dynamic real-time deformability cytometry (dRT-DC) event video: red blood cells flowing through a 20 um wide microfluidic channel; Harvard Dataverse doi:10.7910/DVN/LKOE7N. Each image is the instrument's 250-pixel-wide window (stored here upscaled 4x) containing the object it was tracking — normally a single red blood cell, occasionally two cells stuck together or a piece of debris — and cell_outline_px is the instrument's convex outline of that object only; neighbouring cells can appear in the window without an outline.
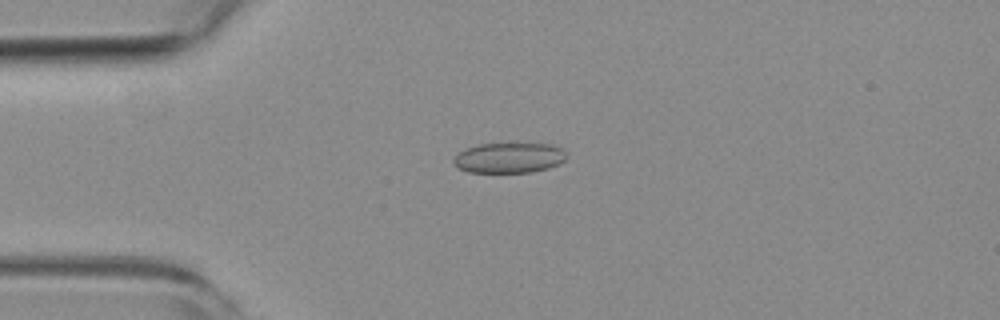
{"species": "common noctule bat (a hibernating species)", "species_latin": "Nyctalus noctula", "temperature_condition": "room temperature", "stored_images_in_passage": 42, "camera_frame_rate_fps": 3000, "um_per_image_px": 0.085, "animal": {"sex": "female", "body_mass_g": 19.3, "forearm_length_mm": 54.1}, "frame": {"image": 1, "passage_image": 2, "time_ms": 0.333, "image_size_px": [1000, 320], "cell_outline_px": [[568, 156], [564, 160], [548, 168], [532, 172], [468, 172], [456, 168], [452, 164], [452, 160], [460, 152], [468, 148], [480, 144], [552, 144], [564, 148], [568, 152]], "centroid_in_image_um": [43.29, 13.42], "position_along_channel_um": 41.7, "area_um2": 20.0}}
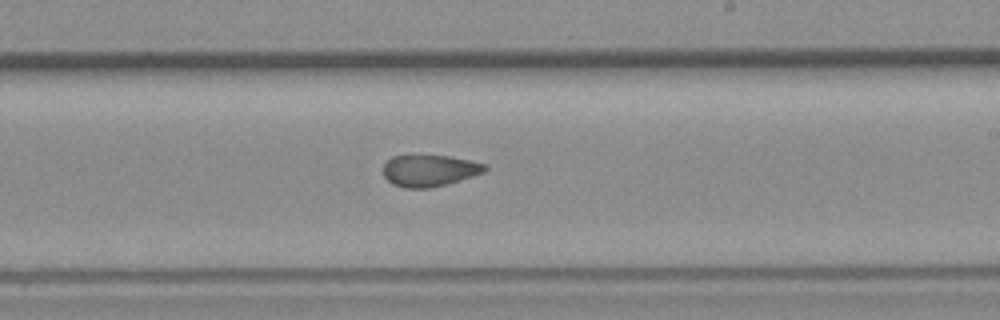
{"frame": {"image": 2, "passage_image": 20, "time_ms": 6.333, "image_size_px": [1000, 320], "cell_outline_px": [[488, 168], [484, 172], [448, 184], [428, 188], [404, 188], [392, 184], [384, 176], [384, 164], [392, 156], [448, 156], [468, 160], [484, 164]], "centroid_in_image_um": [36.49, 14.51], "position_along_channel_um": 252.5, "area_um2": 18.5}}
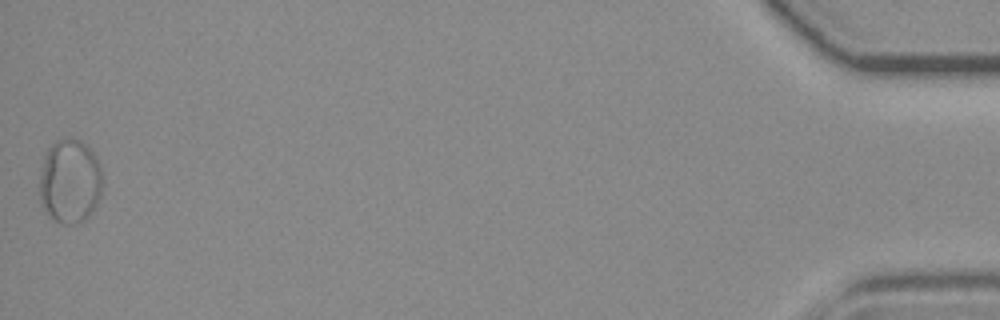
{"frame": {"image": 3, "passage_image": 42, "time_ms": 13.667, "image_size_px": [1000, 320], "cell_outline_px": [[104, 180], [100, 196], [92, 212], [80, 224], [60, 224], [48, 216], [40, 204], [40, 176], [44, 156], [48, 148], [56, 140], [72, 136], [80, 140], [96, 156]], "centroid_in_image_um": [5.94, 15.42], "position_along_channel_um": 429.3, "area_um2": 31.44}, "authors_computed_cell_mechanics": {"area_um2": 20.0277, "velocity_mm_per_s": 3.8333, "shape_relaxation_time_tau1_ms": null, "shape_relaxation_time_tau2_ms": 2.2715, "deformation_change_tau1": null, "deformation_change_tau2": 0.0665}}